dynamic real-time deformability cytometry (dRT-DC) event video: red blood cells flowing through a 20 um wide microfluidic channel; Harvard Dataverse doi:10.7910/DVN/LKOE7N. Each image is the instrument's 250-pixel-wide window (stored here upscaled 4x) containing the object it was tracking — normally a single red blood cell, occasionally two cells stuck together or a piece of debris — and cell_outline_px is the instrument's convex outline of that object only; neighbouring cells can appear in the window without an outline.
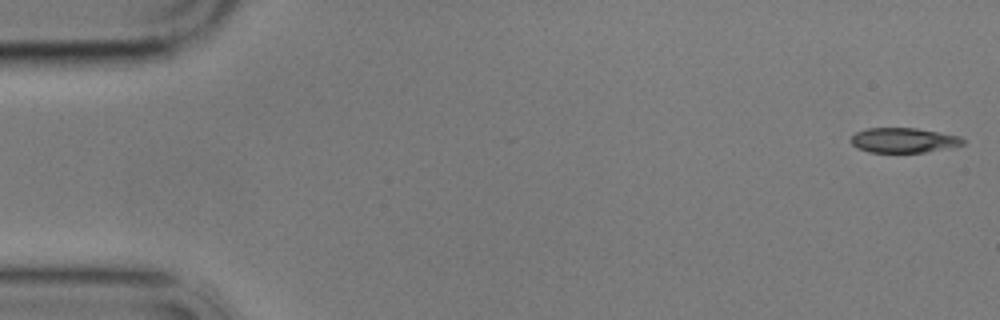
{"species": "common noctule bat (a hibernating species)", "species_latin": "Nyctalus noctula", "temperature_condition": "cold", "stored_images_in_passage": 6, "segment_of_instrument_passage": [1, 2], "camera_frame_rate_fps": 3000, "um_per_image_px": 0.085, "animal": {"sex": "male", "body_mass_g": 17.9}, "frame": {"image": 1, "passage_image": 1, "time_ms": 0.0, "image_size_px": [1000, 320], "cell_outline_px": [[964, 144], [924, 152], [868, 152], [856, 148], [852, 144], [852, 136], [856, 132], [868, 128], [916, 128], [960, 136], [964, 140]], "centroid_in_image_um": [76.77, 11.92], "position_along_channel_um": 8.2, "area_um2": 16.01}}
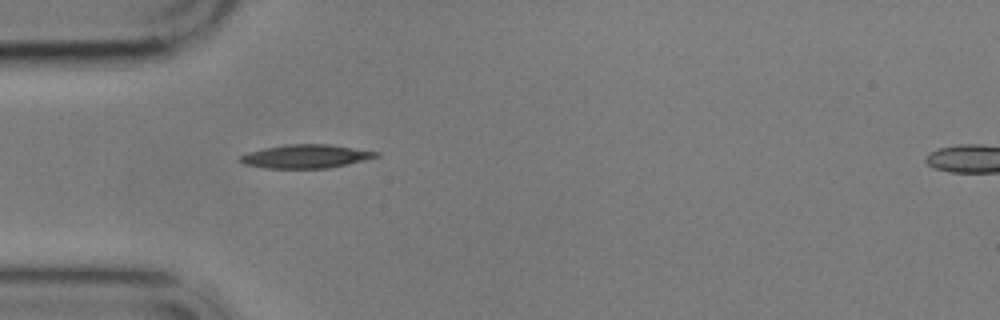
{"frame": {"image": 2, "passage_image": 5, "time_ms": 5.0, "image_size_px": [1000, 320], "cell_outline_px": [[380, 156], [348, 164], [328, 168], [264, 168], [244, 164], [236, 160], [240, 156], [248, 152], [264, 148], [284, 144], [328, 144], [380, 152]], "centroid_in_image_um": [25.97, 13.29], "position_along_channel_um": 59.0, "area_um2": 18.73}}